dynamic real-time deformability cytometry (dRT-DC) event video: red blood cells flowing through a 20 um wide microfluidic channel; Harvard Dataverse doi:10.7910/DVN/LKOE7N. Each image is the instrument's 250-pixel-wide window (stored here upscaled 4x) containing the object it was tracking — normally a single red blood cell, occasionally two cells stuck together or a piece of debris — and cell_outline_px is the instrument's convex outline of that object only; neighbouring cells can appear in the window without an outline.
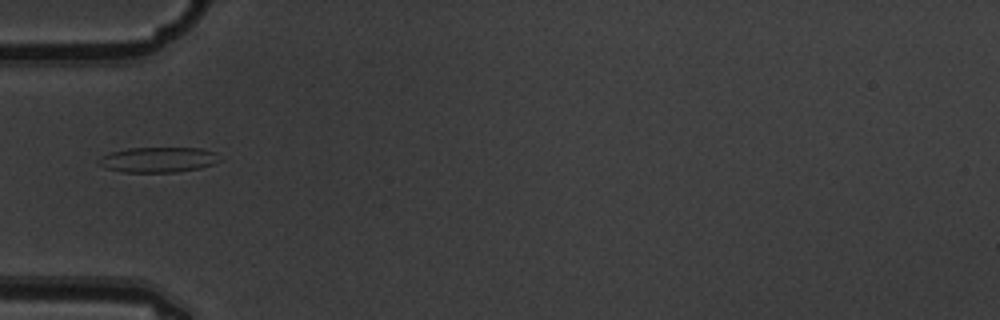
{"species": "common noctule bat (a hibernating species)", "species_latin": "Nyctalus noctula", "temperature_condition": "warm", "stored_images_in_passage": 1, "camera_frame_rate_fps": 3000, "um_per_image_px": 0.085, "animal": {"sex": "male", "body_mass_g": 19.5, "forearm_length_mm": 54.6}, "frame": {"image": 1, "passage_image": 1, "time_ms": 0.0, "image_size_px": [1000, 320], "cell_outline_px": [[220, 160], [212, 164], [200, 168], [176, 172], [124, 172], [104, 168], [96, 160], [100, 156], [112, 152], [128, 148], [200, 148], [216, 152]], "centroid_in_image_um": [13.42, 13.57], "position_along_channel_um": 71.6, "area_um2": 17.8}}